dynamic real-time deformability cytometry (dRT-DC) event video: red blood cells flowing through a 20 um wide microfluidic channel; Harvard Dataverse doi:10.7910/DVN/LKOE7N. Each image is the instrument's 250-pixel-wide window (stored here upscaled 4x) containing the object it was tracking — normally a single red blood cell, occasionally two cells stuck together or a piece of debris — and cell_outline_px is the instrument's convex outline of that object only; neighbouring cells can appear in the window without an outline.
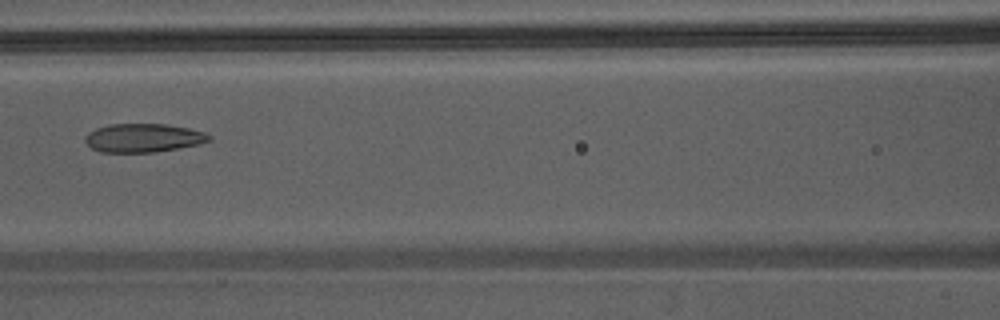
{"species": "Egyptian fruit bat (a non-hibernating species)", "species_latin": "Rousettus aegyptiacus", "temperature_condition": "warm", "stored_images_in_passage": 7, "camera_frame_rate_fps": 3000, "um_per_image_px": 0.085, "animal": {"sex": "male"}, "frame": {"image": 1, "passage_image": 7, "time_ms": 2.0, "image_size_px": [1000, 320], "cell_outline_px": [[212, 140], [200, 144], [152, 152], [100, 152], [92, 148], [84, 140], [84, 136], [88, 132], [96, 128], [108, 124], [164, 124], [188, 128], [204, 132], [212, 136]], "centroid_in_image_um": [12.17, 11.71], "position_along_channel_um": 154.4, "area_um2": 20.63}}